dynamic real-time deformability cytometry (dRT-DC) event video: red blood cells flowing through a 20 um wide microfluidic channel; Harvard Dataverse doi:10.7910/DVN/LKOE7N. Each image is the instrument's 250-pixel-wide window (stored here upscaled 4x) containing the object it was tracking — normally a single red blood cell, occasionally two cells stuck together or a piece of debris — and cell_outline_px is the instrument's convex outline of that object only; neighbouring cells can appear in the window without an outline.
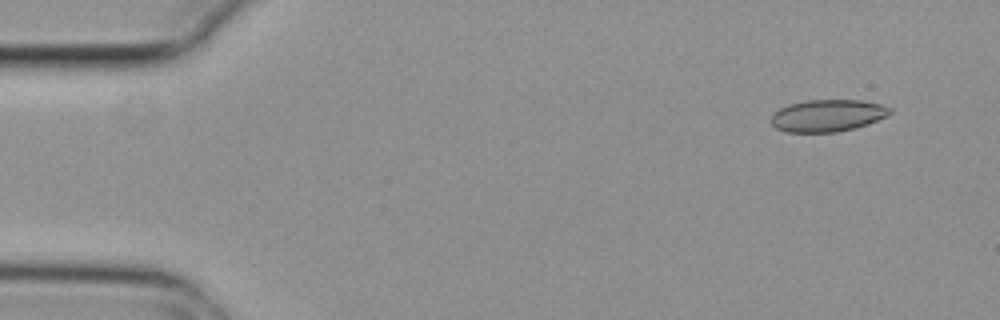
{"species": "common noctule bat (a hibernating species)", "species_latin": "Nyctalus noctula", "temperature_condition": "cold", "stored_images_in_passage": 4, "camera_frame_rate_fps": 3000, "um_per_image_px": 0.085, "animal": {"sex": "female", "body_mass_g": 29.2, "forearm_length_mm": 56.3}, "frame": {"image": 1, "passage_image": 1, "time_ms": 0.0, "image_size_px": [1000, 320], "cell_outline_px": [[892, 112], [888, 116], [868, 124], [836, 132], [784, 132], [776, 128], [772, 124], [772, 116], [780, 108], [788, 104], [804, 100], [860, 100], [880, 104], [892, 108]], "centroid_in_image_um": [70.36, 9.82], "position_along_channel_um": 14.6, "area_um2": 22.2}}
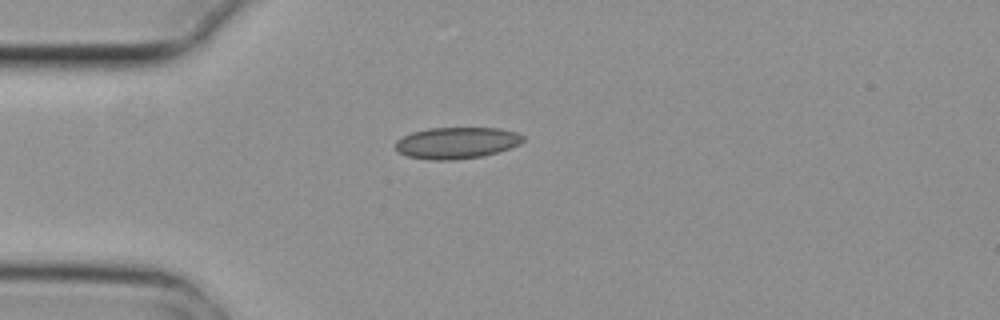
{"frame": {"image": 2, "passage_image": 4, "time_ms": 1.0, "image_size_px": [1000, 320], "cell_outline_px": [[524, 140], [520, 144], [496, 152], [480, 156], [452, 160], [432, 160], [408, 156], [400, 152], [396, 148], [396, 140], [412, 132], [428, 128], [500, 128], [516, 132], [524, 136]], "centroid_in_image_um": [38.82, 12.13], "position_along_channel_um": 46.2, "area_um2": 23.18}}